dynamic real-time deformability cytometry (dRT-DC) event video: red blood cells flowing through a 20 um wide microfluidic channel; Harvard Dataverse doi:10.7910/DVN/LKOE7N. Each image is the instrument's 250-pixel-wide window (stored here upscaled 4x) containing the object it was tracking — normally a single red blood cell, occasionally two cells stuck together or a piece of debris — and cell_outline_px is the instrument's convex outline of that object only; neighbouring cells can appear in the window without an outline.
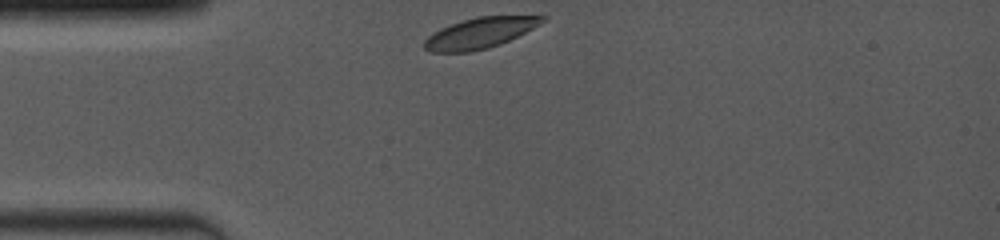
{"species": "common noctule bat (a hibernating species)", "species_latin": "Nyctalus noctula", "temperature_condition": "room temperature", "stored_images_in_passage": 3, "camera_frame_rate_fps": 4000, "um_per_image_px": 0.085, "animal": {"sex": "female", "body_mass_g": 19.0, "forearm_length_mm": 53.3}, "frame": {"image": 1, "passage_image": 1, "time_ms": 0.0, "image_size_px": [1000, 240], "cell_outline_px": [[548, 16], [544, 20], [532, 28], [500, 44], [488, 48], [468, 52], [432, 52], [424, 48], [424, 40], [432, 32], [440, 28], [476, 16]], "centroid_in_image_um": [40.73, 2.81], "position_along_channel_um": 44.3, "area_um2": 20.69}}
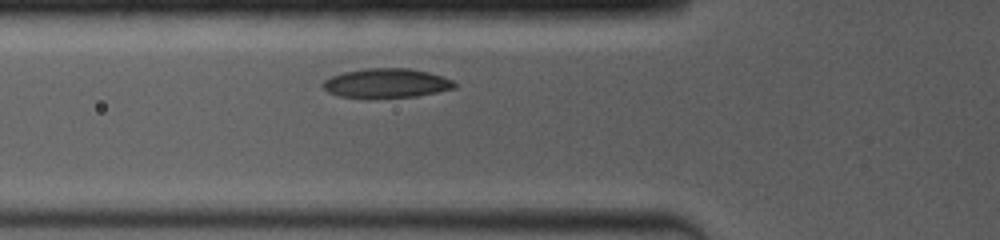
{"frame": {"image": 2, "passage_image": 3, "time_ms": 0.5, "image_size_px": [1000, 240], "cell_outline_px": [[456, 88], [416, 96], [368, 100], [340, 96], [328, 92], [320, 84], [324, 80], [332, 76], [344, 72], [368, 68], [408, 68], [428, 72], [452, 80], [456, 84]], "centroid_in_image_um": [32.8, 7.1], "position_along_channel_um": 93.0, "area_um2": 22.89}}